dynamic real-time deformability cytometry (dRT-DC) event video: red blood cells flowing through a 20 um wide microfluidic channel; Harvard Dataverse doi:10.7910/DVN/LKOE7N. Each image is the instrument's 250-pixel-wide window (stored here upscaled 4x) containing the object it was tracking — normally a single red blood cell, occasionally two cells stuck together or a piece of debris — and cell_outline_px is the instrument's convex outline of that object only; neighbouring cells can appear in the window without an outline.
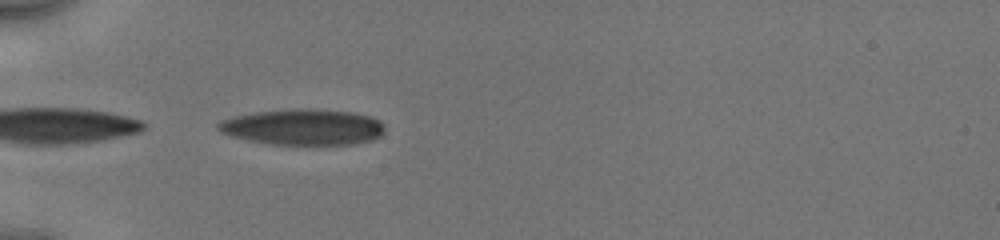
{"species": "human", "species_latin": "Homo sapiens", "temperature_condition": "cold", "stored_images_in_passage": 36, "camera_frame_rate_fps": 3000, "um_per_image_px": 0.085, "donor": {"sex": "male"}, "frame": {"image": 1, "passage_image": 1, "time_ms": 0.0, "image_size_px": [1000, 240], "cell_outline_px": [[384, 132], [380, 136], [372, 140], [356, 144], [268, 144], [248, 140], [232, 136], [220, 132], [216, 128], [216, 124], [220, 120], [232, 116], [256, 112], [300, 108], [352, 112], [368, 116], [380, 120], [384, 128]], "centroid_in_image_um": [25.73, 10.8], "position_along_channel_um": 59.3, "area_um2": 34.85}}
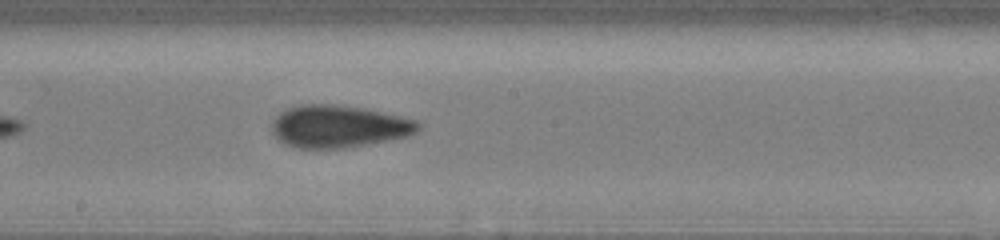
{"frame": {"image": 2, "passage_image": 14, "time_ms": 4.333, "image_size_px": [1000, 240], "cell_outline_px": [[420, 128], [416, 132], [408, 136], [344, 148], [292, 148], [284, 144], [272, 132], [272, 120], [280, 112], [288, 108], [300, 104], [336, 104], [364, 108], [400, 116], [416, 120], [420, 124]], "centroid_in_image_um": [28.75, 10.74], "position_along_channel_um": 219.4, "area_um2": 36.13}}
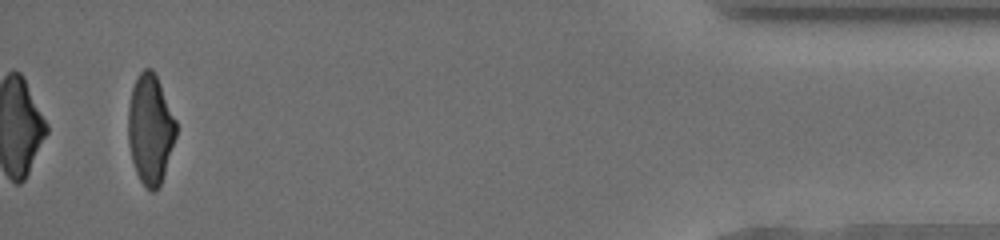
{"frame": {"image": 3, "passage_image": 34, "time_ms": 11.0, "image_size_px": [1000, 240], "cell_outline_px": [[176, 136], [160, 184], [152, 192], [140, 180], [136, 172], [132, 160], [128, 140], [128, 104], [132, 88], [136, 76], [144, 68], [152, 68], [160, 84], [176, 120]], "centroid_in_image_um": [12.75, 10.93], "position_along_channel_um": 422.4, "area_um2": 30.29}, "authors_computed_cell_mechanics": {"area_um2": 34.2465, "velocity_mm_per_s": 3.9871, "shape_relaxation_time_tau1_ms": 5.0598, "shape_relaxation_time_tau2_ms": 1.9906, "deformation_change_tau1": 0.1523, "deformation_change_tau2": 0.0925}}